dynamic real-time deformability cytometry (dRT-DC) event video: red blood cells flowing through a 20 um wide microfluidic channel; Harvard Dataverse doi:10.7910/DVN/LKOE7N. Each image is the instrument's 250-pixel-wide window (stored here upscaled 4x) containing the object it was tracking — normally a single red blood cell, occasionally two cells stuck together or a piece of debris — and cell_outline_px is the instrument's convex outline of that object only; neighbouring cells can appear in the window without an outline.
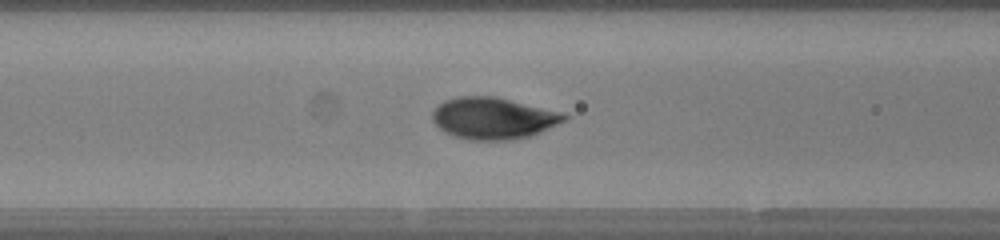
{"species": "human", "species_latin": "Homo sapiens", "temperature_condition": "warm", "stored_images_in_passage": 49, "camera_frame_rate_fps": 3000, "um_per_image_px": 0.085, "donor": {"sex": "female"}, "frame": {"image": 1, "passage_image": 19, "time_ms": 6.0, "image_size_px": [1000, 240], "cell_outline_px": [[572, 116], [568, 120], [532, 136], [516, 140], [468, 140], [444, 132], [432, 120], [432, 112], [444, 100], [460, 96], [492, 96], [560, 112]], "centroid_in_image_um": [41.96, 10.07], "position_along_channel_um": 124.6, "area_um2": 32.02}}
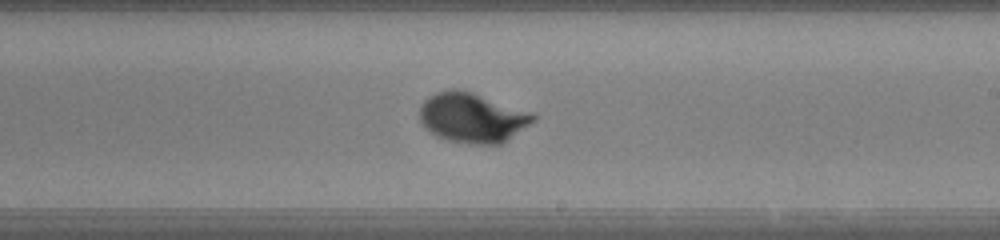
{"frame": {"image": 2, "passage_image": 28, "time_ms": 9.0, "image_size_px": [1000, 240], "cell_outline_px": [[536, 120], [500, 144], [468, 144], [448, 140], [436, 136], [424, 128], [420, 120], [420, 104], [428, 96], [436, 92], [452, 88], [456, 88], [472, 92], [532, 112], [536, 116]], "centroid_in_image_um": [40.11, 9.99], "position_along_channel_um": 248.9, "area_um2": 33.06}}
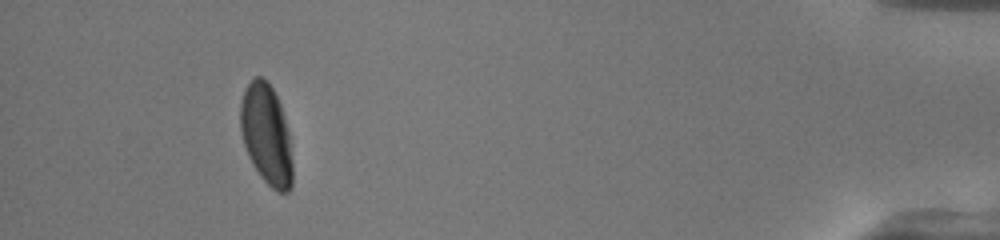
{"frame": {"image": 3, "passage_image": 45, "time_ms": 14.667, "image_size_px": [1000, 240], "cell_outline_px": [[292, 184], [288, 192], [276, 192], [260, 176], [252, 164], [248, 156], [240, 132], [240, 104], [244, 88], [256, 76], [260, 76], [272, 88], [280, 104], [288, 132], [292, 164]], "centroid_in_image_um": [22.62, 11.46], "position_along_channel_um": 412.6, "area_um2": 30.29}, "authors_computed_cell_mechanics": {"area_um2": 30.6918, "velocity_mm_per_s": 4.1512, "shape_relaxation_time_tau1_ms": 2.5108, "shape_relaxation_time_tau2_ms": null, "deformation_change_tau1": 0.1706, "deformation_change_tau2": null}}